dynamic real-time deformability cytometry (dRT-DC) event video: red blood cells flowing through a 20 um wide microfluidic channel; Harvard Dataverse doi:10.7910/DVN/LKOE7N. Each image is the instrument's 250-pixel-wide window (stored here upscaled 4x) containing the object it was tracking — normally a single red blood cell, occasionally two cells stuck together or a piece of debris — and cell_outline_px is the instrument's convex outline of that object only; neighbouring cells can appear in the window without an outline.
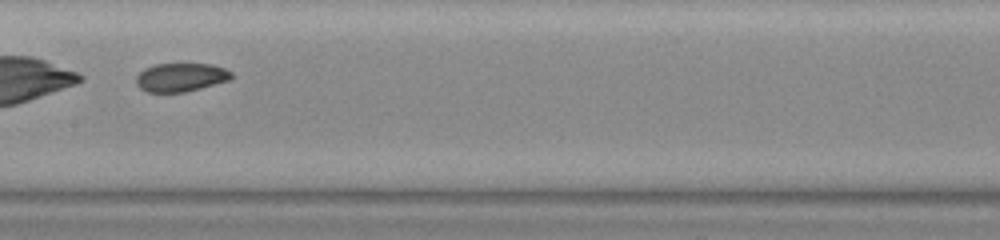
{"species": "common noctule bat (a hibernating species)", "species_latin": "Nyctalus noctula", "temperature_condition": "warm", "stored_images_in_passage": 36, "camera_frame_rate_fps": 3000, "um_per_image_px": 0.085, "animal": {"sex": "female", "body_mass_g": 23.0, "forearm_length_mm": 53.4}, "frame": {"image": 1, "passage_image": 19, "time_ms": 6.0, "image_size_px": [1000, 240], "cell_outline_px": [[232, 76], [228, 80], [200, 88], [184, 92], [148, 92], [140, 88], [136, 84], [136, 76], [144, 68], [156, 64], [212, 64], [224, 68], [232, 72]], "centroid_in_image_um": [15.34, 6.56], "position_along_channel_um": 192.1, "area_um2": 15.72}}
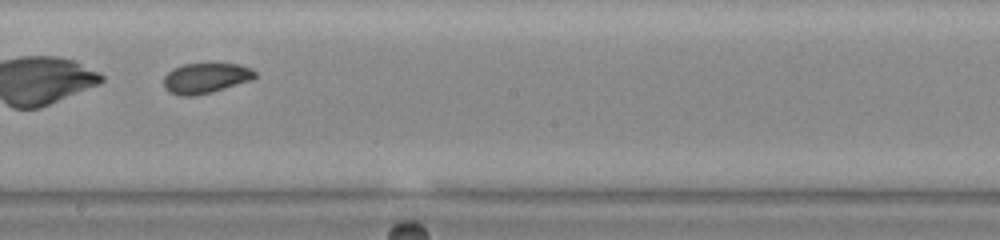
{"frame": {"image": 2, "passage_image": 22, "time_ms": 7.0, "image_size_px": [1000, 240], "cell_outline_px": [[256, 76], [252, 80], [212, 92], [196, 96], [180, 96], [168, 92], [164, 88], [164, 76], [172, 68], [184, 64], [240, 64], [252, 68], [256, 72]], "centroid_in_image_um": [17.48, 6.65], "position_along_channel_um": 230.7, "area_um2": 16.3}, "authors_computed_cell_mechanics": {"area_um2": 16.6175, "velocity_mm_per_s": 3.8752, "shape_relaxation_time_tau1_ms": 1.1551, "shape_relaxation_time_tau2_ms": 3.0382, "deformation_change_tau1": 0.2275, "deformation_change_tau2": 0.0251}}